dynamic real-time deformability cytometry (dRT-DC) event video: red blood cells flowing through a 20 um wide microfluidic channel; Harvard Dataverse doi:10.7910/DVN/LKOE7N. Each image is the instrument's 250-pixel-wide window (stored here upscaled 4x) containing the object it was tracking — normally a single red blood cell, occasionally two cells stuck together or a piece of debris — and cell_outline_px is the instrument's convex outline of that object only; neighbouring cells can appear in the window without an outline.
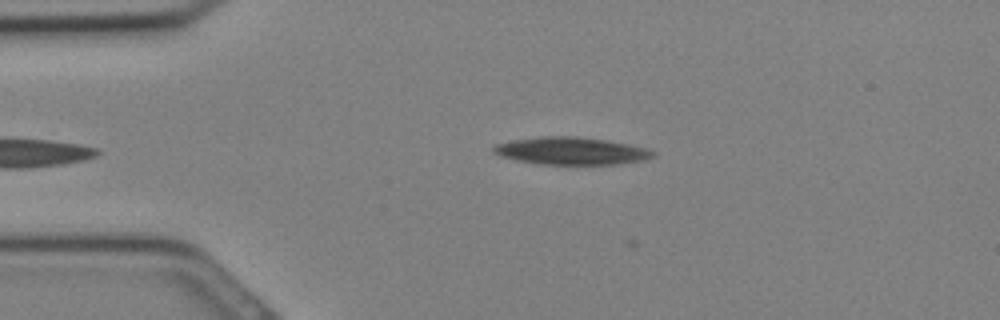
{"species": "Egyptian fruit bat (a non-hibernating species)", "species_latin": "Rousettus aegyptiacus", "temperature_condition": "cold", "stored_images_in_passage": 7, "camera_frame_rate_fps": 3000, "um_per_image_px": 0.085, "animal": {"sex": "female"}, "frame": {"image": 1, "passage_image": 3, "time_ms": 0.667, "image_size_px": [1000, 320], "cell_outline_px": [[656, 156], [644, 160], [620, 164], [544, 164], [516, 160], [500, 156], [492, 152], [492, 148], [496, 144], [512, 140], [540, 136], [576, 136], [604, 140], [628, 144], [644, 148], [656, 152]], "centroid_in_image_um": [48.54, 12.83], "position_along_channel_um": 36.5, "area_um2": 25.43}}
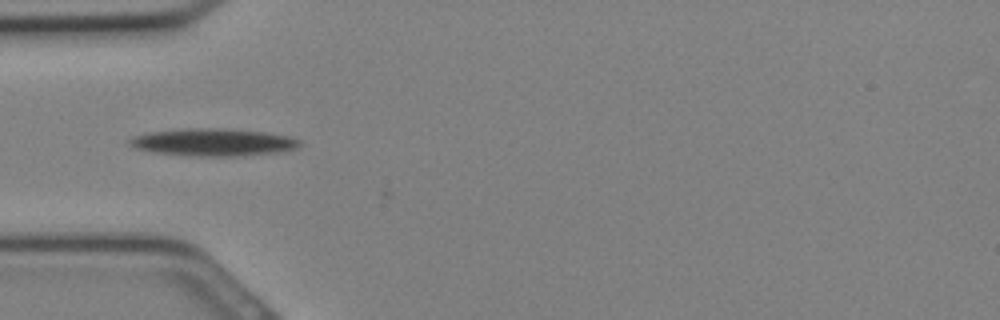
{"frame": {"image": 2, "passage_image": 6, "time_ms": 1.667, "image_size_px": [1000, 320], "cell_outline_px": [[304, 144], [300, 148], [284, 152], [244, 156], [196, 156], [156, 152], [136, 148], [128, 144], [128, 140], [132, 136], [148, 132], [184, 128], [208, 128], [264, 132], [288, 136], [300, 140]], "centroid_in_image_um": [18.19, 12.1], "position_along_channel_um": 66.8, "area_um2": 27.4}}